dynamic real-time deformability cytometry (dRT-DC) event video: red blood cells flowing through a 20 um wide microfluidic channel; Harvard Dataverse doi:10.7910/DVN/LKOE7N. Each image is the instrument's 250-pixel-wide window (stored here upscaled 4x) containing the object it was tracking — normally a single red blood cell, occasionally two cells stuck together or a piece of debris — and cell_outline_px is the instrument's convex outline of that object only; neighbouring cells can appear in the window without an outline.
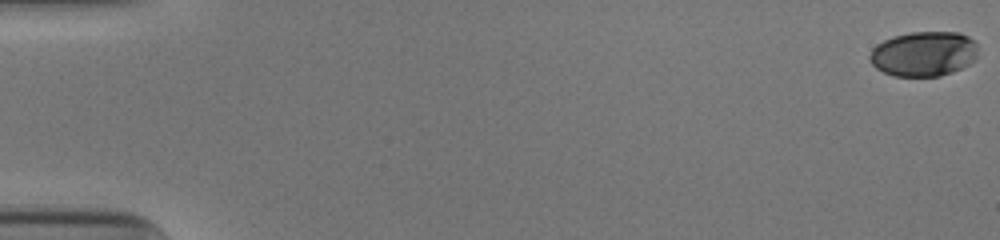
{"species": "human", "species_latin": "Homo sapiens", "temperature_condition": "cold", "stored_images_in_passage": 49, "camera_frame_rate_fps": 3000, "um_per_image_px": 0.085, "donor": {"sex": "male"}, "frame": {"image": 1, "passage_image": 1, "time_ms": 0.0, "image_size_px": [1000, 240], "cell_outline_px": [[976, 60], [952, 72], [940, 76], [892, 76], [876, 68], [872, 64], [868, 56], [872, 48], [876, 44], [892, 36], [912, 32], [960, 32], [968, 36], [976, 44]], "centroid_in_image_um": [78.49, 4.57], "position_along_channel_um": 6.5, "area_um2": 28.44}}
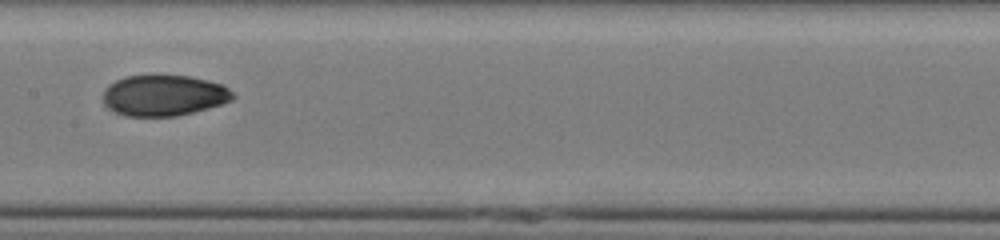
{"frame": {"image": 2, "passage_image": 29, "time_ms": 9.333, "image_size_px": [1000, 240], "cell_outline_px": [[236, 96], [232, 100], [208, 108], [176, 116], [128, 116], [116, 112], [108, 108], [104, 104], [104, 88], [108, 84], [124, 76], [188, 76], [208, 80], [224, 84]], "centroid_in_image_um": [13.93, 8.11], "position_along_channel_um": 193.5, "area_um2": 30.87}}
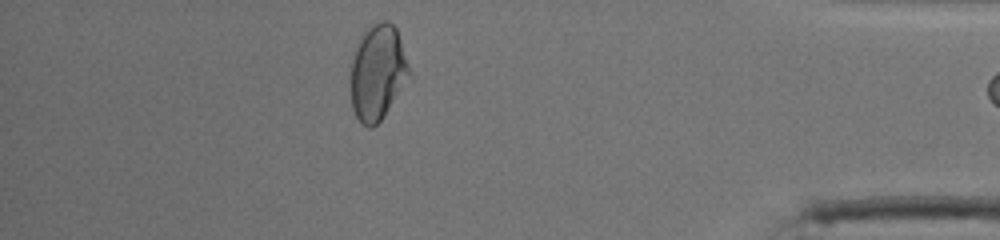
{"frame": {"image": 3, "passage_image": 48, "time_ms": 15.667, "image_size_px": [1000, 240], "cell_outline_px": [[408, 72], [380, 120], [372, 128], [368, 128], [356, 116], [352, 108], [348, 80], [352, 60], [356, 48], [364, 32], [372, 24], [380, 20], [388, 20], [396, 28], [408, 64]], "centroid_in_image_um": [32.0, 6.12], "position_along_channel_um": 403.2, "area_um2": 31.5}}